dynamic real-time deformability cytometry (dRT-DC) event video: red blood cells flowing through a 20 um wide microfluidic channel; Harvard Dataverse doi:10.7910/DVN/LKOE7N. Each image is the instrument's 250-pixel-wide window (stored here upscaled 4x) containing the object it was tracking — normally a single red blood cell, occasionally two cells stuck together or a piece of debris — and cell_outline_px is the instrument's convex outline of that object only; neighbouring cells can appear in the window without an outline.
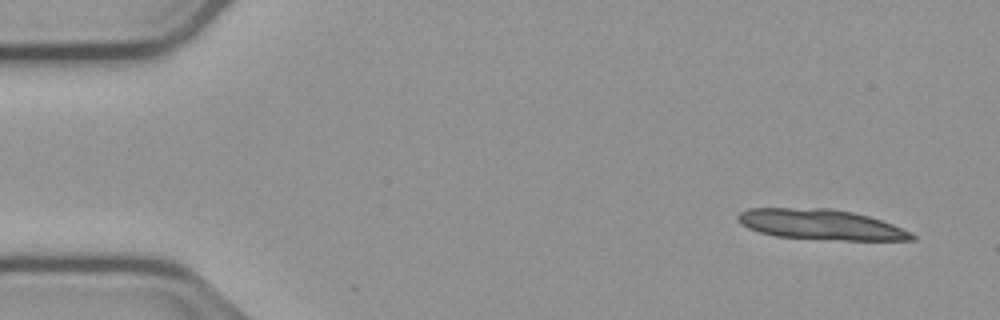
{"species": "common noctule bat (a hibernating species)", "species_latin": "Nyctalus noctula", "temperature_condition": "cold", "stored_images_in_passage": 4, "camera_frame_rate_fps": 3000, "um_per_image_px": 0.085, "animal": {"sex": "male", "body_mass_g": 23.1, "forearm_length_mm": 52.7}, "frame": {"image": 1, "passage_image": 3, "time_ms": 0.667, "image_size_px": [1000, 320], "cell_outline_px": [[916, 240], [844, 240], [776, 236], [760, 232], [748, 228], [740, 224], [736, 216], [740, 212], [748, 208], [832, 208], [852, 212], [868, 216], [892, 224], [912, 232], [916, 236]], "centroid_in_image_um": [69.77, 19.08], "position_along_channel_um": 15.2, "area_um2": 30.69}}